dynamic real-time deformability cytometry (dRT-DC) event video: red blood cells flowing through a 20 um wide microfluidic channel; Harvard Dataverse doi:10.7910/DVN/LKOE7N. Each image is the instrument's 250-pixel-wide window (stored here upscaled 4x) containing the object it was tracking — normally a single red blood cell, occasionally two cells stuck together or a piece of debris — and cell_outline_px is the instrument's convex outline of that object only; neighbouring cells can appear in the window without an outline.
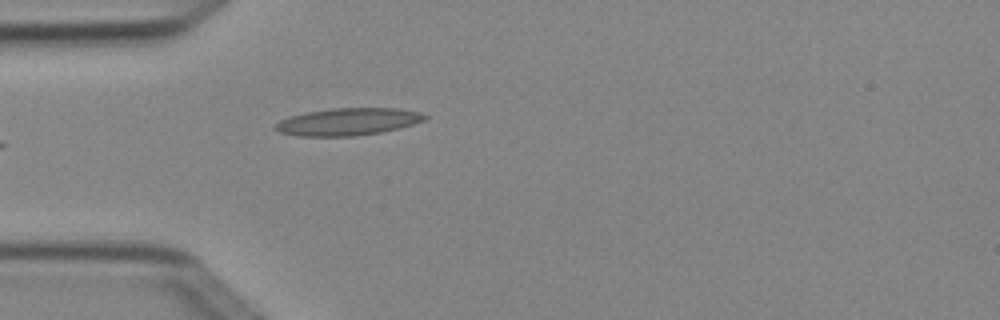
{"species": "Egyptian fruit bat (a non-hibernating species)", "species_latin": "Rousettus aegyptiacus", "temperature_condition": "cold", "stored_images_in_passage": 2, "camera_frame_rate_fps": 3000, "um_per_image_px": 0.085, "animal": {"sex": "female"}, "frame": {"image": 1, "passage_image": 2, "time_ms": 0.333, "image_size_px": [1000, 320], "cell_outline_px": [[428, 116], [424, 120], [412, 124], [380, 132], [356, 136], [296, 136], [280, 132], [272, 128], [280, 120], [288, 116], [304, 112], [332, 108], [400, 108], [420, 112]], "centroid_in_image_um": [29.52, 10.34], "position_along_channel_um": 55.5, "area_um2": 23.81}}